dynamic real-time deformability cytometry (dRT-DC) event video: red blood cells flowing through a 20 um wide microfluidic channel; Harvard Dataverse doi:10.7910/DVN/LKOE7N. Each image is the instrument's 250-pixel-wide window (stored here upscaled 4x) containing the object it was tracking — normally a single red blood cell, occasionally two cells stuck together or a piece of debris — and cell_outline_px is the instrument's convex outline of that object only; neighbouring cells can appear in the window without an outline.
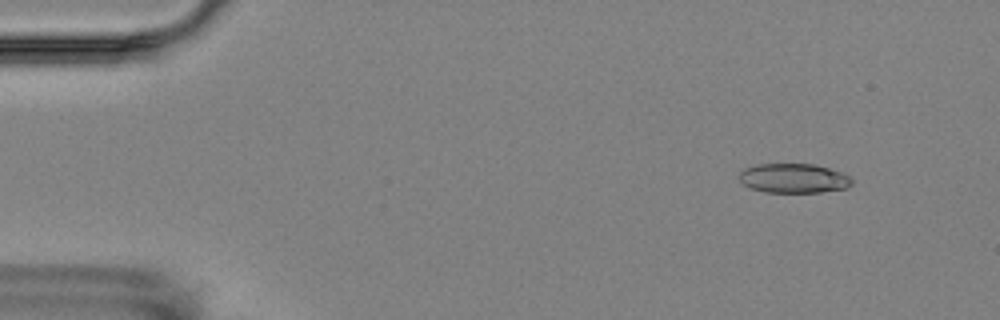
{"species": "Egyptian fruit bat (a non-hibernating species)", "species_latin": "Rousettus aegyptiacus", "temperature_condition": "room temperature", "stored_images_in_passage": 5, "camera_frame_rate_fps": 3000, "um_per_image_px": 0.085, "animal": {"sex": "female"}, "frame": {"image": 1, "passage_image": 2, "time_ms": 1.0, "image_size_px": [1000, 320], "cell_outline_px": [[852, 184], [848, 188], [820, 192], [764, 192], [748, 188], [740, 180], [740, 172], [744, 168], [756, 164], [812, 164], [828, 168], [840, 172], [848, 176], [852, 180]], "centroid_in_image_um": [67.44, 15.16], "position_along_channel_um": 17.6, "area_um2": 19.31}}
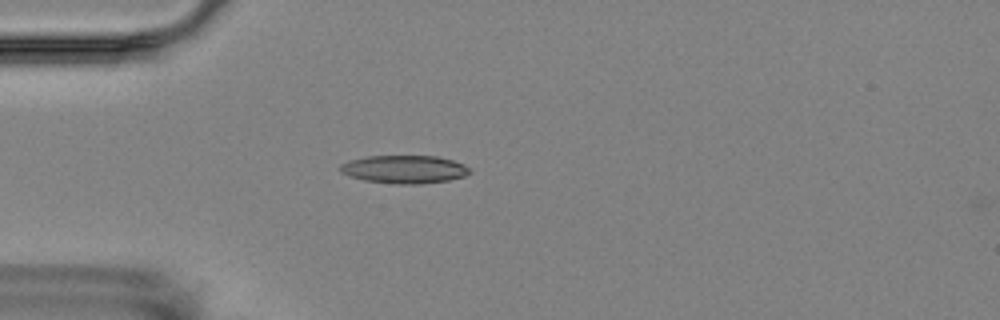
{"frame": {"image": 2, "passage_image": 5, "time_ms": 4.333, "image_size_px": [1000, 320], "cell_outline_px": [[472, 172], [464, 176], [448, 180], [420, 184], [396, 184], [364, 180], [348, 176], [340, 172], [340, 164], [348, 160], [368, 156], [436, 156], [452, 160], [464, 164]], "centroid_in_image_um": [34.34, 14.39], "position_along_channel_um": 50.7, "area_um2": 21.21}}